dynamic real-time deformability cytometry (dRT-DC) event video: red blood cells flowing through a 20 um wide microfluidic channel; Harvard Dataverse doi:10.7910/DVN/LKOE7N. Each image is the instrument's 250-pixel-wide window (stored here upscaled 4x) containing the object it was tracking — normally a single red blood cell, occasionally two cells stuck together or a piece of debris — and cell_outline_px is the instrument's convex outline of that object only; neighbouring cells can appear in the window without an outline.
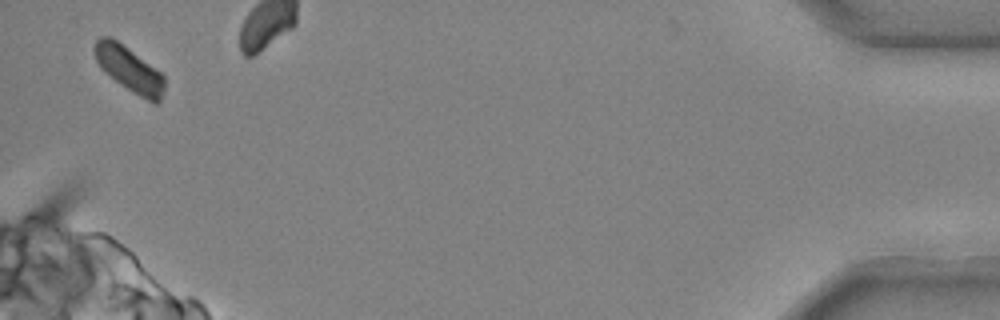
{"species": "common noctule bat (a hibernating species)", "species_latin": "Nyctalus noctula", "temperature_condition": "cold", "stored_images_in_passage": 41, "camera_frame_rate_fps": 3000, "um_per_image_px": 0.085, "animal": {"sex": "male", "body_mass_g": 20.4}, "frame": {"image": 1, "passage_image": 41, "time_ms": 13.333, "image_size_px": [1000, 320], "cell_outline_px": [[164, 88], [160, 100], [156, 104], [132, 92], [120, 84], [104, 72], [100, 68], [96, 60], [92, 48], [96, 40], [100, 36], [112, 36], [160, 72], [164, 76]], "centroid_in_image_um": [10.93, 5.85], "position_along_channel_um": 424.3, "area_um2": 18.38}}